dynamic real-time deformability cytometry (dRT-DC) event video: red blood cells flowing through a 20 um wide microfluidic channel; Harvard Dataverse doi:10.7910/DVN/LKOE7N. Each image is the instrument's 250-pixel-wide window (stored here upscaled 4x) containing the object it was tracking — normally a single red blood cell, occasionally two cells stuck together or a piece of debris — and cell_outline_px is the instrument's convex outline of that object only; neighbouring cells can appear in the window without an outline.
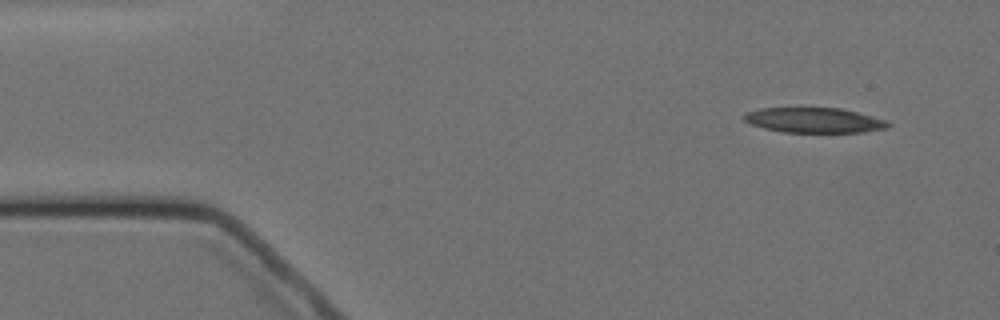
{"species": "Egyptian fruit bat (a non-hibernating species)", "species_latin": "Rousettus aegyptiacus", "temperature_condition": "cold", "stored_images_in_passage": 4, "camera_frame_rate_fps": 3000, "um_per_image_px": 0.085, "animal": {"sex": "female"}, "frame": {"image": 1, "passage_image": 1, "time_ms": 0.0, "image_size_px": [1000, 320], "cell_outline_px": [[892, 124], [888, 128], [864, 132], [784, 132], [764, 128], [752, 124], [744, 120], [744, 116], [748, 112], [760, 108], [840, 108], [888, 120]], "centroid_in_image_um": [69.26, 10.22], "position_along_channel_um": 15.7, "area_um2": 20.92}}
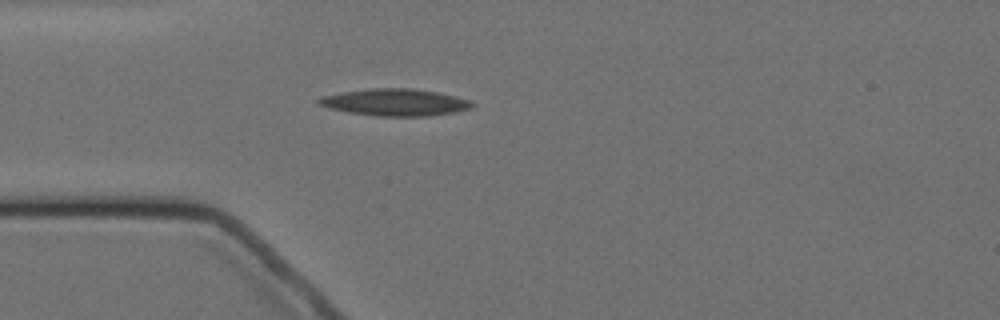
{"frame": {"image": 2, "passage_image": 4, "time_ms": 3.333, "image_size_px": [1000, 320], "cell_outline_px": [[476, 104], [472, 108], [456, 112], [428, 116], [376, 116], [348, 112], [328, 108], [320, 104], [316, 100], [320, 96], [340, 92], [372, 88], [412, 88], [436, 92], [456, 96], [472, 100]], "centroid_in_image_um": [33.61, 8.69], "position_along_channel_um": 51.4, "area_um2": 24.33}}